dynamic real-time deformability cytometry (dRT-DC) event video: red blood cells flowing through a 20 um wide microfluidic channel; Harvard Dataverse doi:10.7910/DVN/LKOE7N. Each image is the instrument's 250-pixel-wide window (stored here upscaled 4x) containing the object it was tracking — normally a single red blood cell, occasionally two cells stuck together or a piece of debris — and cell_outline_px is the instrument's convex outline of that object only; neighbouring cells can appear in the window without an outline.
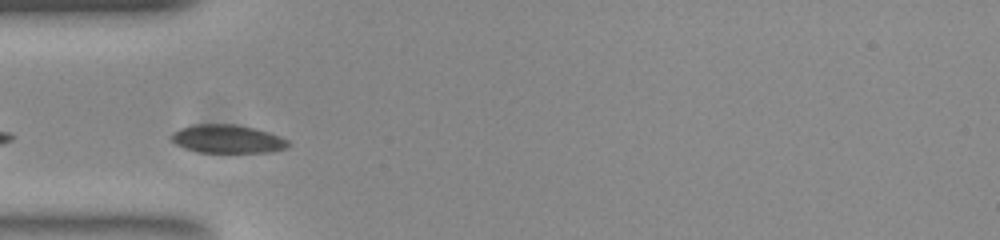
{"species": "common noctule bat (a hibernating species)", "species_latin": "Nyctalus noctula", "temperature_condition": "room temperature", "stored_images_in_passage": 38, "camera_frame_rate_fps": 3000, "um_per_image_px": 0.085, "animal": {"sex": "female", "body_mass_g": 23.0, "forearm_length_mm": 53.4}, "frame": {"image": 1, "passage_image": 2, "time_ms": 0.333, "image_size_px": [1000, 240], "cell_outline_px": [[292, 144], [288, 148], [272, 152], [200, 152], [184, 148], [176, 144], [168, 136], [172, 132], [180, 128], [192, 124], [236, 124], [256, 128], [280, 136], [288, 140]], "centroid_in_image_um": [19.35, 11.8], "position_along_channel_um": 65.7, "area_um2": 19.59}}
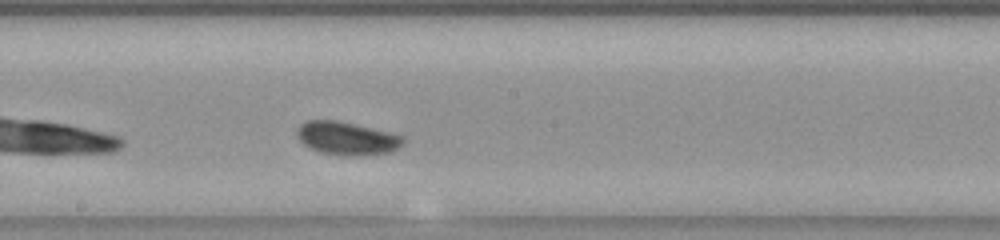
{"frame": {"image": 2, "passage_image": 14, "time_ms": 4.333, "image_size_px": [1000, 240], "cell_outline_px": [[404, 144], [388, 152], [320, 152], [304, 144], [300, 140], [296, 132], [296, 128], [304, 120], [340, 120], [404, 136]], "centroid_in_image_um": [29.42, 11.66], "position_along_channel_um": 218.8, "area_um2": 19.36}}
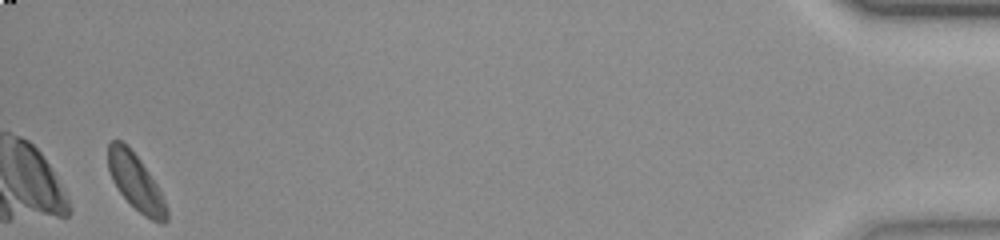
{"frame": {"image": 3, "passage_image": 37, "time_ms": 12.0, "image_size_px": [1000, 240], "cell_outline_px": [[168, 220], [164, 224], [160, 224], [144, 216], [120, 192], [112, 180], [108, 168], [108, 144], [112, 140], [120, 140], [140, 160], [156, 184], [164, 200], [168, 212]], "centroid_in_image_um": [11.54, 15.51], "position_along_channel_um": 423.7, "area_um2": 18.67}, "authors_computed_cell_mechanics": {"area_um2": 19.363, "velocity_mm_per_s": 3.8433, "shape_relaxation_time_tau1_ms": 2.5792, "shape_relaxation_time_tau2_ms": null, "deformation_change_tau1": 0.0763, "deformation_change_tau2": null}}